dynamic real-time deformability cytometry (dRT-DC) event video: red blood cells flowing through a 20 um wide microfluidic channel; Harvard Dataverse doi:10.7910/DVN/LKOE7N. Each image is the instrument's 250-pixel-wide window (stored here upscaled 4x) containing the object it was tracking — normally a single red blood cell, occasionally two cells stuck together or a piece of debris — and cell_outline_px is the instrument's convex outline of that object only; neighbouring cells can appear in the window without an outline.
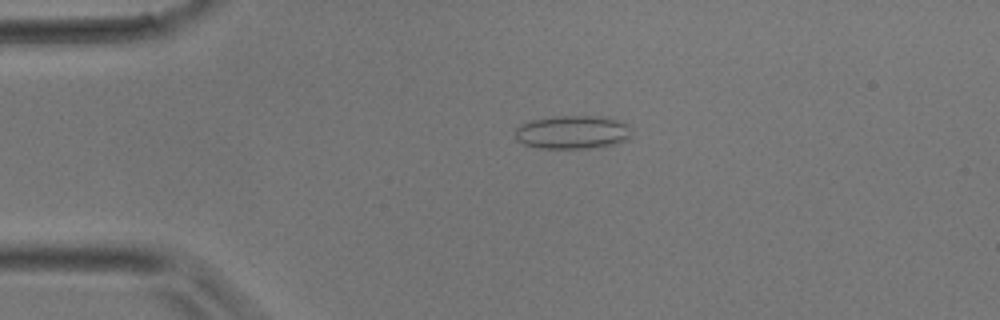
{"species": "common noctule bat (a hibernating species)", "species_latin": "Nyctalus noctula", "temperature_condition": "room temperature", "stored_images_in_passage": 4, "camera_frame_rate_fps": 3000, "um_per_image_px": 0.085, "animal": {"sex": "male", "body_mass_g": 17.9}, "frame": {"image": 1, "passage_image": 3, "time_ms": 0.667, "image_size_px": [1000, 320], "cell_outline_px": [[628, 140], [612, 144], [588, 148], [540, 148], [524, 144], [516, 140], [516, 128], [520, 124], [532, 120], [556, 116], [608, 116], [624, 124], [628, 128]], "centroid_in_image_um": [48.61, 11.23], "position_along_channel_um": 36.4, "area_um2": 22.37}}